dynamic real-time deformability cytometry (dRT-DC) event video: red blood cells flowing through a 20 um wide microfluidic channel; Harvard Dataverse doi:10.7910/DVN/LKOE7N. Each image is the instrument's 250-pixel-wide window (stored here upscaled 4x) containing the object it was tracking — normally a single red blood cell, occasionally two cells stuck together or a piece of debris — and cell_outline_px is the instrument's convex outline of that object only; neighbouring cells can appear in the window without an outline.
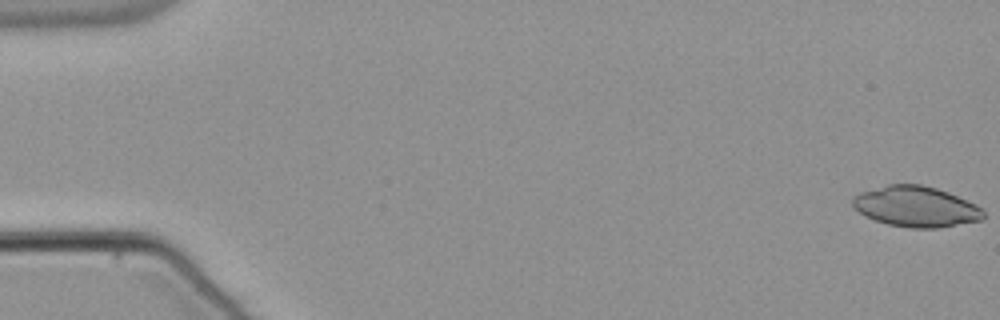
{"species": "common noctule bat (a hibernating species)", "species_latin": "Nyctalus noctula", "temperature_condition": "warm", "stored_images_in_passage": 18, "camera_frame_rate_fps": 3000, "um_per_image_px": 0.085, "animal": {"sex": "male", "body_mass_g": 21.5, "forearm_length_mm": 52.0}, "frame": {"image": 1, "passage_image": 1, "time_ms": 0.0, "image_size_px": [1000, 320], "cell_outline_px": [[984, 216], [980, 220], [936, 228], [908, 228], [888, 224], [864, 216], [852, 208], [852, 196], [860, 192], [888, 184], [920, 184], [936, 188], [948, 192], [976, 204], [984, 212]], "centroid_in_image_um": [77.8, 17.55], "position_along_channel_um": 7.2, "area_um2": 30.98}}